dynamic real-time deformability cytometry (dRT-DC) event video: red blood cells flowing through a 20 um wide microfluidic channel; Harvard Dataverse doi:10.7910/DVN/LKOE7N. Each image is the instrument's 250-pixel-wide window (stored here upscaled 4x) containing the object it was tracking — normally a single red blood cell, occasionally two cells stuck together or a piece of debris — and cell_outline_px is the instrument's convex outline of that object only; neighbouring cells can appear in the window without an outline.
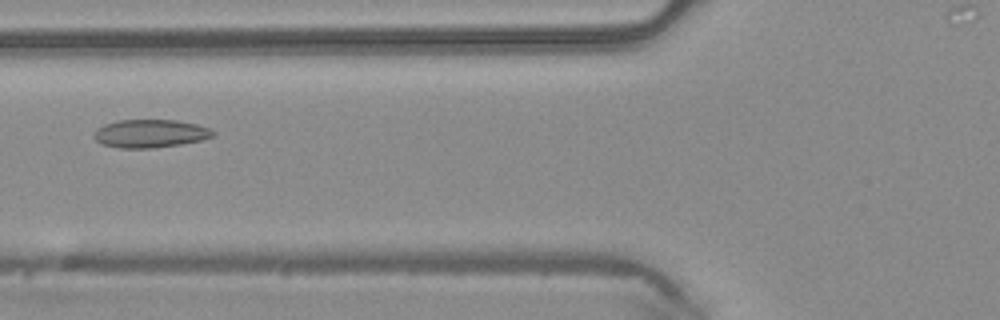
{"species": "common noctule bat (a hibernating species)", "species_latin": "Nyctalus noctula", "temperature_condition": "warm", "stored_images_in_passage": 5, "camera_frame_rate_fps": 3000, "um_per_image_px": 0.085, "animal": {"sex": "male", "body_mass_g": 20.4}, "frame": {"image": 1, "passage_image": 5, "time_ms": 1.333, "image_size_px": [1000, 320], "cell_outline_px": [[216, 132], [212, 136], [200, 140], [180, 144], [152, 148], [120, 148], [104, 144], [96, 140], [92, 136], [96, 128], [104, 124], [120, 120], [176, 120], [196, 124], [208, 128]], "centroid_in_image_um": [12.73, 11.34], "position_along_channel_um": 113.1, "area_um2": 19.36}}